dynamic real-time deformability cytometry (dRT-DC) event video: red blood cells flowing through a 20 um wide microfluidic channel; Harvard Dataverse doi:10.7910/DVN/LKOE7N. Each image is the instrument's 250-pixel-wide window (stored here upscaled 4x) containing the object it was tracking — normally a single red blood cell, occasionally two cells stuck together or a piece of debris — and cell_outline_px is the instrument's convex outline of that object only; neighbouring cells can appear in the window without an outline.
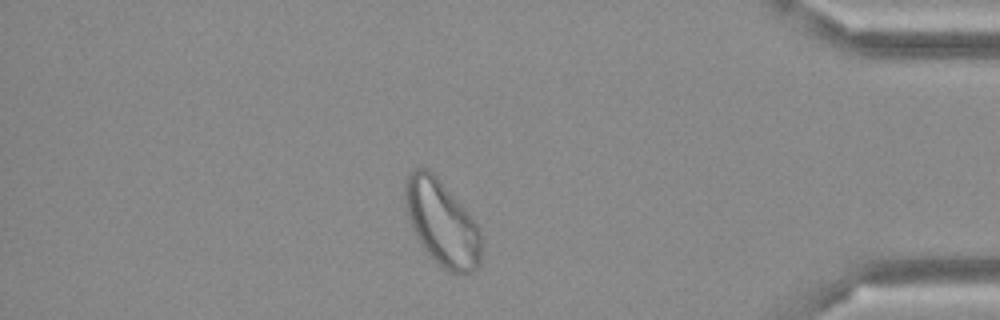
{"species": "Egyptian fruit bat (a non-hibernating species)", "species_latin": "Rousettus aegyptiacus", "temperature_condition": "cold", "stored_images_in_passage": 47, "camera_frame_rate_fps": 3000, "um_per_image_px": 0.085, "frame": {"image": 1, "passage_image": 40, "time_ms": 13.0, "image_size_px": [1000, 320], "cell_outline_px": [[480, 264], [472, 272], [460, 276], [444, 268], [432, 260], [420, 244], [408, 220], [404, 208], [404, 180], [408, 172], [416, 168], [428, 168], [440, 180], [472, 216], [480, 232]], "centroid_in_image_um": [37.51, 18.94], "position_along_channel_um": 397.7, "area_um2": 38.44}}
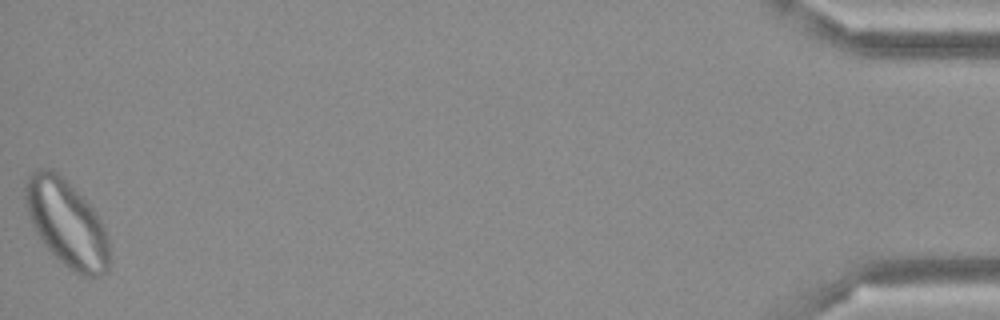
{"frame": {"image": 2, "passage_image": 47, "time_ms": 15.333, "image_size_px": [1000, 320], "cell_outline_px": [[108, 272], [100, 276], [80, 276], [72, 272], [44, 244], [32, 228], [24, 200], [24, 184], [28, 176], [36, 168], [52, 168], [100, 216], [108, 240]], "centroid_in_image_um": [5.63, 18.99], "position_along_channel_um": 429.6, "area_um2": 42.25}}